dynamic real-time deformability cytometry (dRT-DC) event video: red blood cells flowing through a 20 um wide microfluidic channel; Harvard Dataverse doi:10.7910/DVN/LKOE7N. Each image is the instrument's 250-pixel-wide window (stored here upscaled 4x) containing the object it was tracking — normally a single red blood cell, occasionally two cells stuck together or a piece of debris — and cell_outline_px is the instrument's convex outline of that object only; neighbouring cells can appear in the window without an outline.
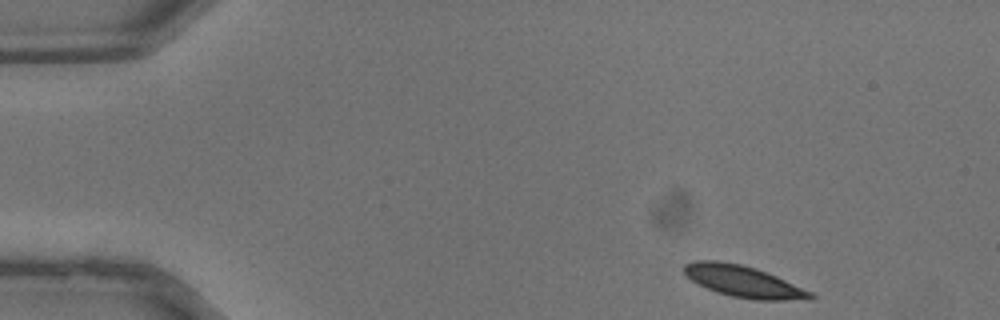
{"species": "common noctule bat (a hibernating species)", "species_latin": "Nyctalus noctula", "temperature_condition": "warm", "stored_images_in_passage": 34, "camera_frame_rate_fps": 3000, "um_per_image_px": 0.085, "animal": {"sex": "male", "body_mass_g": 13.3}, "frame": {"image": 1, "passage_image": 1, "time_ms": 0.0, "image_size_px": [1000, 320], "cell_outline_px": [[816, 296], [812, 300], [756, 300], [732, 296], [716, 292], [692, 280], [684, 272], [684, 264], [696, 260], [716, 260], [740, 264], [756, 268], [776, 276], [812, 292]], "centroid_in_image_um": [63.23, 23.93], "position_along_channel_um": 21.8, "area_um2": 23.06}}
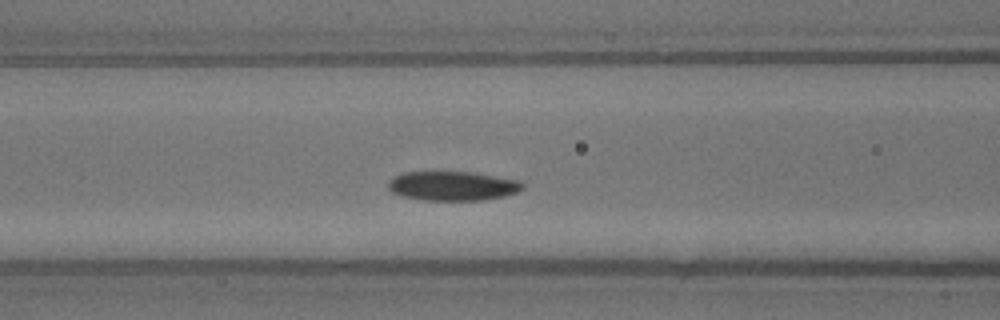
{"frame": {"image": 2, "passage_image": 12, "time_ms": 3.667, "image_size_px": [1000, 320], "cell_outline_px": [[524, 188], [516, 192], [504, 196], [484, 200], [424, 200], [400, 196], [392, 192], [388, 188], [388, 180], [404, 172], [468, 172], [520, 180], [524, 184]], "centroid_in_image_um": [38.46, 15.81], "position_along_channel_um": 128.1, "area_um2": 22.89}}
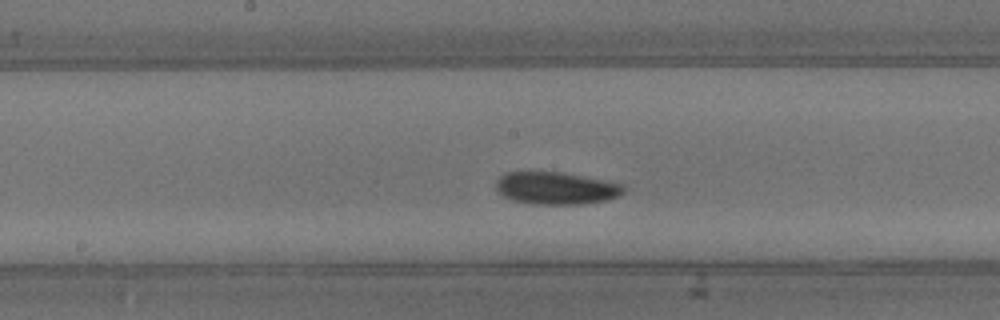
{"frame": {"image": 3, "passage_image": 16, "time_ms": 5.0, "image_size_px": [1000, 320], "cell_outline_px": [[624, 192], [608, 200], [584, 204], [532, 204], [512, 200], [496, 192], [496, 180], [504, 172], [560, 172], [604, 180], [624, 184]], "centroid_in_image_um": [47.23, 16.0], "position_along_channel_um": 201.0, "area_um2": 24.16}}